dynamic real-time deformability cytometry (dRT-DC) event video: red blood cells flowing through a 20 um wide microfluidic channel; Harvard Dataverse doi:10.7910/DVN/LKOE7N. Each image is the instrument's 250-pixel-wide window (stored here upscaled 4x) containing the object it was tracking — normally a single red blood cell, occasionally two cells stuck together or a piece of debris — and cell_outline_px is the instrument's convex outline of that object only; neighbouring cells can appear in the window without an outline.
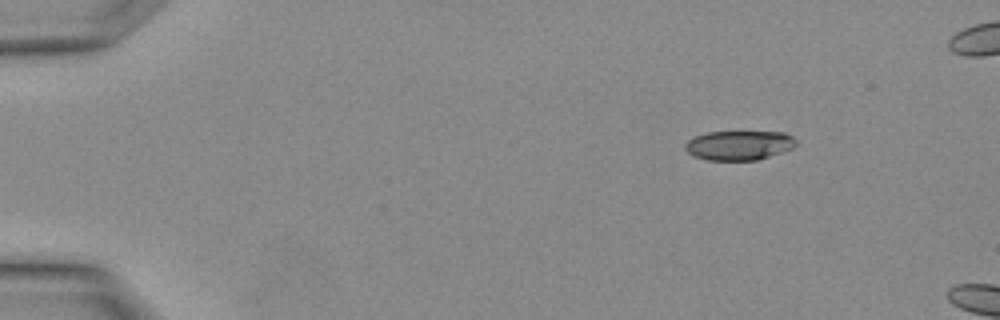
{"species": "Egyptian fruit bat (a non-hibernating species)", "species_latin": "Rousettus aegyptiacus", "temperature_condition": "warm", "stored_images_in_passage": 2, "camera_frame_rate_fps": 3000, "um_per_image_px": 0.085, "animal": {"sex": "female"}, "frame": {"image": 1, "passage_image": 1, "time_ms": 0.0, "image_size_px": [1000, 320], "cell_outline_px": [[796, 144], [792, 148], [756, 160], [708, 160], [692, 156], [684, 148], [684, 144], [688, 140], [696, 136], [708, 132], [784, 132], [792, 136], [796, 140]], "centroid_in_image_um": [62.78, 12.35], "position_along_channel_um": 22.2, "area_um2": 18.9}}